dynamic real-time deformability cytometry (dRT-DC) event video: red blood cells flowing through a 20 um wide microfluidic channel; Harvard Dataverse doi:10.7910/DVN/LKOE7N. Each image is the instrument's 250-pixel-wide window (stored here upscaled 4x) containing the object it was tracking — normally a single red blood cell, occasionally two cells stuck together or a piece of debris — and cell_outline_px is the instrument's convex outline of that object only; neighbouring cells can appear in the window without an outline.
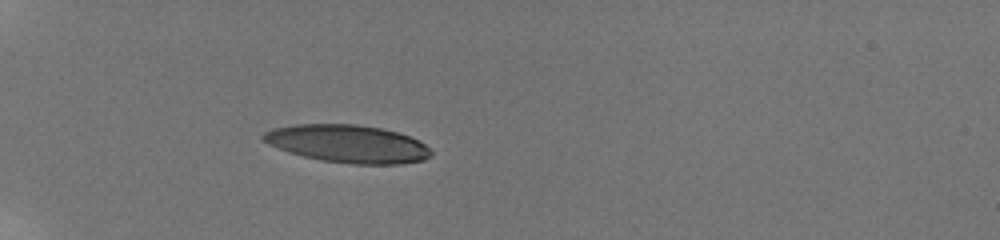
{"species": "human", "species_latin": "Homo sapiens", "temperature_condition": "room temperature", "stored_images_in_passage": 13, "camera_frame_rate_fps": 3000, "um_per_image_px": 0.085, "donor": {"sex": "male"}, "frame": {"image": 1, "passage_image": 6, "time_ms": 3.0, "image_size_px": [1000, 240], "cell_outline_px": [[432, 152], [424, 160], [400, 164], [352, 164], [320, 160], [288, 152], [268, 144], [260, 140], [260, 136], [264, 132], [272, 128], [296, 124], [356, 124], [384, 128], [408, 136], [424, 144]], "centroid_in_image_um": [29.49, 12.21], "position_along_channel_um": 55.5, "area_um2": 36.99}}
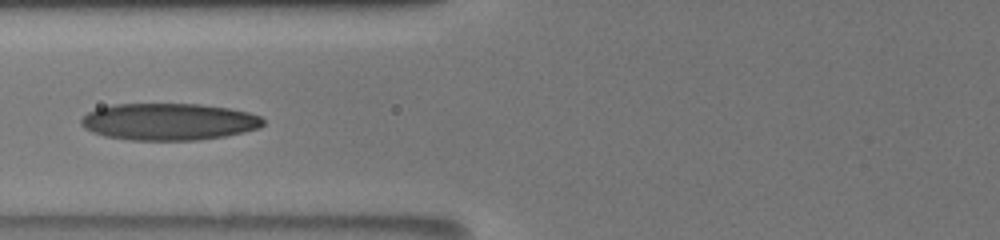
{"frame": {"image": 2, "passage_image": 10, "time_ms": 5.333, "image_size_px": [1000, 240], "cell_outline_px": [[264, 124], [260, 128], [244, 132], [224, 136], [196, 140], [132, 140], [104, 136], [92, 132], [84, 128], [80, 124], [80, 120], [88, 112], [96, 108], [112, 104], [200, 104], [228, 108], [248, 112], [260, 116], [264, 120]], "centroid_in_image_um": [14.33, 10.34], "position_along_channel_um": 111.5, "area_um2": 39.3}}